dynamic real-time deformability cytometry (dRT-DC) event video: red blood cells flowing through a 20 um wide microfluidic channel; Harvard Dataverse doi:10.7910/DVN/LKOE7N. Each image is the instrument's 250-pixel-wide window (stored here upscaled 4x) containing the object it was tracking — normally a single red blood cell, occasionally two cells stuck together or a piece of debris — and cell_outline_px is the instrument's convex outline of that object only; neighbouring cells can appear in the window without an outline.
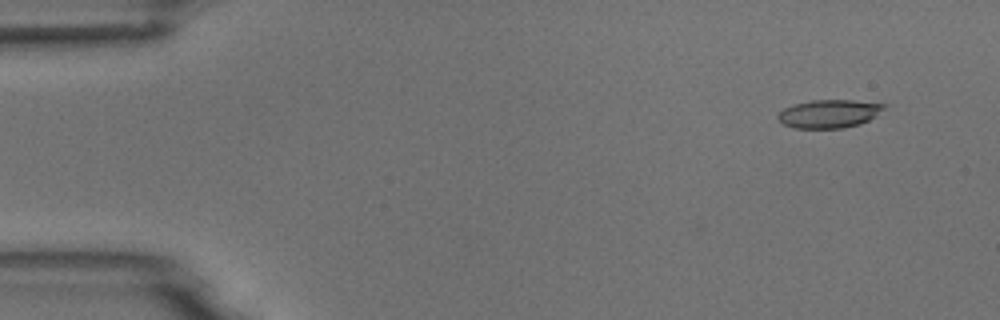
{"species": "common noctule bat (a hibernating species)", "species_latin": "Nyctalus noctula", "temperature_condition": "room temperature", "stored_images_in_passage": 4, "camera_frame_rate_fps": 3000, "um_per_image_px": 0.085, "animal": {"sex": "male", "body_mass_g": 18.8}, "frame": {"image": 1, "passage_image": 1, "time_ms": 0.0, "image_size_px": [1000, 320], "cell_outline_px": [[888, 104], [884, 108], [868, 120], [860, 124], [844, 128], [792, 128], [784, 124], [776, 116], [784, 108], [796, 104], [812, 100], [852, 100]], "centroid_in_image_um": [70.47, 9.67], "position_along_channel_um": 14.5, "area_um2": 17.28}}